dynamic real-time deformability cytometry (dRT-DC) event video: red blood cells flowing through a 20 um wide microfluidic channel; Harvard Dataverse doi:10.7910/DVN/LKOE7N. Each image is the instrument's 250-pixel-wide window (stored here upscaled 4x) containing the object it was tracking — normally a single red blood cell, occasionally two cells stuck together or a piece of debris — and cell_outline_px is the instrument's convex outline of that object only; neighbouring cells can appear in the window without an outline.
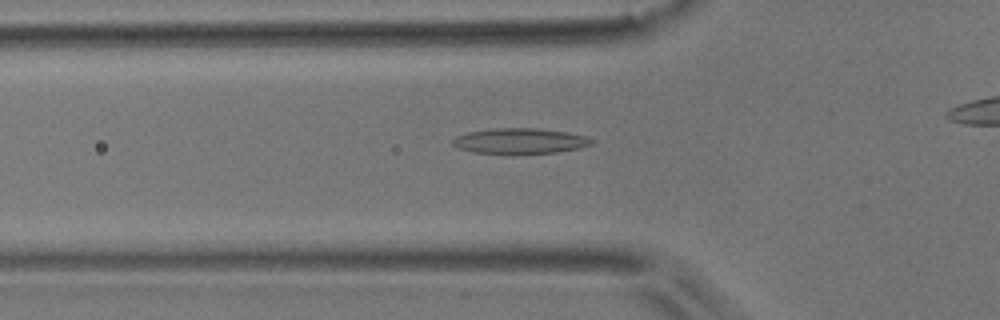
{"species": "common noctule bat (a hibernating species)", "species_latin": "Nyctalus noctula", "temperature_condition": "room temperature", "stored_images_in_passage": 40, "camera_frame_rate_fps": 3000, "um_per_image_px": 0.085, "animal": {"sex": "male", "body_mass_g": 17.9}, "frame": {"image": 1, "passage_image": 14, "time_ms": 4.333, "image_size_px": [1000, 320], "cell_outline_px": [[596, 140], [592, 144], [580, 148], [556, 152], [512, 156], [472, 152], [456, 148], [452, 144], [452, 140], [456, 136], [468, 132], [496, 128], [540, 128], [568, 132], [588, 136]], "centroid_in_image_um": [44.2, 12.01], "position_along_channel_um": 81.6, "area_um2": 21.56}}
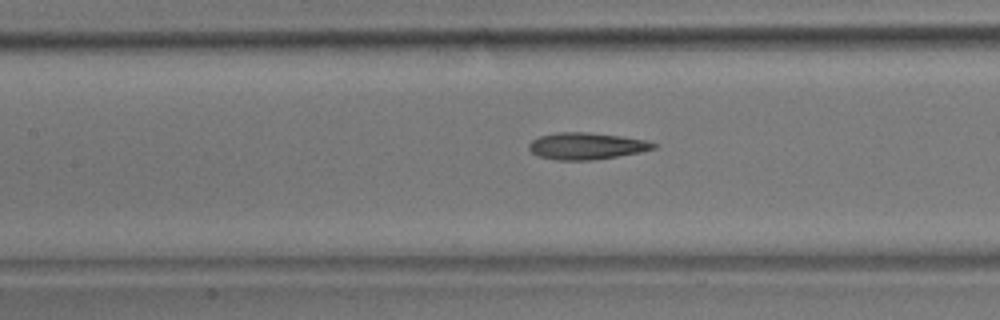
{"frame": {"image": 2, "passage_image": 20, "time_ms": 6.333, "image_size_px": [1000, 320], "cell_outline_px": [[656, 148], [640, 152], [592, 160], [556, 160], [536, 156], [528, 148], [528, 144], [532, 140], [540, 136], [556, 132], [588, 132], [620, 136], [648, 140], [656, 144]], "centroid_in_image_um": [49.82, 12.41], "position_along_channel_um": 157.6, "area_um2": 19.48}}
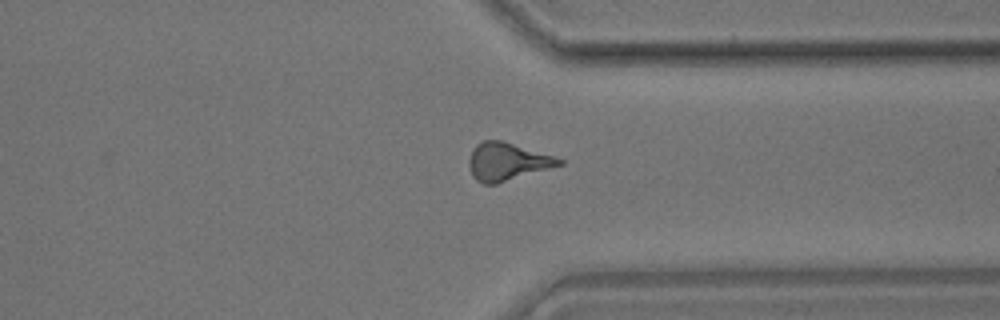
{"frame": {"image": 3, "passage_image": 37, "time_ms": 12.0, "image_size_px": [1000, 320], "cell_outline_px": [[564, 164], [496, 184], [484, 184], [476, 180], [472, 176], [468, 164], [468, 160], [472, 148], [476, 144], [484, 140], [500, 140], [552, 156], [564, 160]], "centroid_in_image_um": [43.06, 13.75], "position_along_channel_um": 368.3, "area_um2": 19.65}}